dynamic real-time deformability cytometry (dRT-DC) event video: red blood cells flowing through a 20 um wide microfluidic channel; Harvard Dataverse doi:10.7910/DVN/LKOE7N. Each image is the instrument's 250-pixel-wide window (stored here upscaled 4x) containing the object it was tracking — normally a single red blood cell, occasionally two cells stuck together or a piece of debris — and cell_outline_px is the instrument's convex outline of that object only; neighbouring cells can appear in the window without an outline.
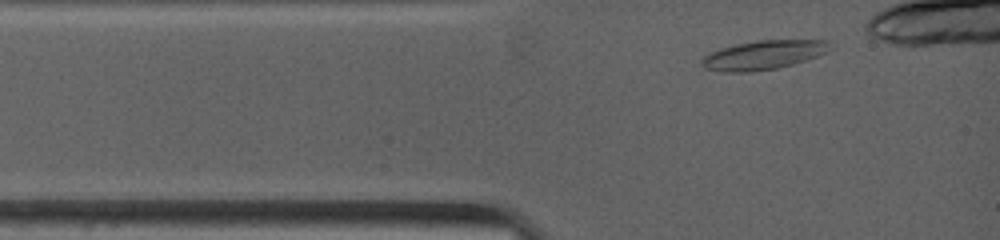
{"species": "common noctule bat (a hibernating species)", "species_latin": "Nyctalus noctula", "temperature_condition": "warm", "stored_images_in_passage": 3, "camera_frame_rate_fps": 4500, "um_per_image_px": 0.085, "animal": {"sex": "female", "body_mass_g": 19.0, "forearm_length_mm": 53.3}, "frame": {"image": 1, "passage_image": 1, "time_ms": 0.0, "image_size_px": [1000, 240], "cell_outline_px": [[832, 48], [828, 52], [792, 64], [776, 68], [752, 72], [724, 72], [704, 68], [700, 64], [700, 60], [708, 52], [732, 44], [756, 40], [828, 40]], "centroid_in_image_um": [64.83, 4.66], "position_along_channel_um": 20.2, "area_um2": 21.96}}